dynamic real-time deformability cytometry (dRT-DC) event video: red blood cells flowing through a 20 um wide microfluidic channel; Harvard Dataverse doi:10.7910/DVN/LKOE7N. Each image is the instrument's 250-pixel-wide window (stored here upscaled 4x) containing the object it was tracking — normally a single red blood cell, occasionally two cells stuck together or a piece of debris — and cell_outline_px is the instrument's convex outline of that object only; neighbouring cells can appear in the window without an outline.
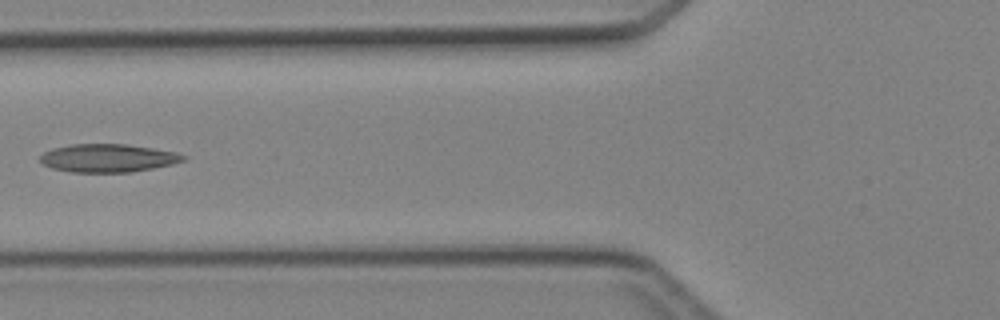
{"species": "Egyptian fruit bat (a non-hibernating species)", "species_latin": "Rousettus aegyptiacus", "temperature_condition": "cold", "stored_images_in_passage": 4, "camera_frame_rate_fps": 3000, "um_per_image_px": 0.085, "animal": {"sex": "female"}, "frame": {"image": 1, "passage_image": 4, "time_ms": 4.333, "image_size_px": [1000, 320], "cell_outline_px": [[188, 156], [184, 160], [172, 164], [132, 172], [72, 172], [52, 168], [44, 164], [40, 160], [40, 156], [44, 152], [52, 148], [72, 144], [124, 144], [152, 148], [176, 152]], "centroid_in_image_um": [9.18, 13.43], "position_along_channel_um": 116.6, "area_um2": 23.35}}